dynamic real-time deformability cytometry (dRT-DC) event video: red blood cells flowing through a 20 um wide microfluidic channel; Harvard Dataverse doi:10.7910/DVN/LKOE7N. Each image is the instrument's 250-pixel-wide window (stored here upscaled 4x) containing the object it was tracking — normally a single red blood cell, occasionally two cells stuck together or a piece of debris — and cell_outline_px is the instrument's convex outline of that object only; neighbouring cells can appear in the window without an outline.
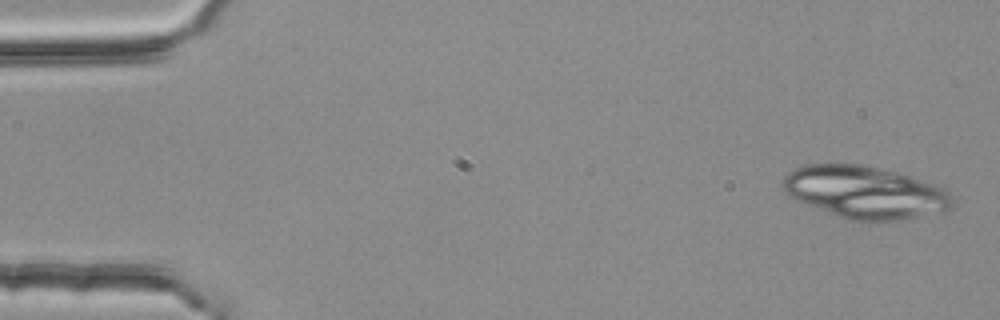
{"species": "common noctule bat (a hibernating species)", "species_latin": "Nyctalus noctula", "temperature_condition": "room temperature", "stored_images_in_passage": 3, "camera_frame_rate_fps": 3000, "um_per_image_px": 0.085, "animal": {"sex": "female", "body_mass_g": 25.1}, "frame": {"image": 1, "passage_image": 1, "time_ms": 0.0, "image_size_px": [1000, 320], "cell_outline_px": [[956, 204], [944, 212], [900, 220], [876, 224], [848, 220], [796, 200], [788, 196], [784, 192], [780, 184], [784, 176], [788, 172], [796, 168], [808, 164], [860, 164], [880, 168], [912, 176], [948, 188]], "centroid_in_image_um": [73.58, 16.37], "position_along_channel_um": 11.4, "area_um2": 53.0}}